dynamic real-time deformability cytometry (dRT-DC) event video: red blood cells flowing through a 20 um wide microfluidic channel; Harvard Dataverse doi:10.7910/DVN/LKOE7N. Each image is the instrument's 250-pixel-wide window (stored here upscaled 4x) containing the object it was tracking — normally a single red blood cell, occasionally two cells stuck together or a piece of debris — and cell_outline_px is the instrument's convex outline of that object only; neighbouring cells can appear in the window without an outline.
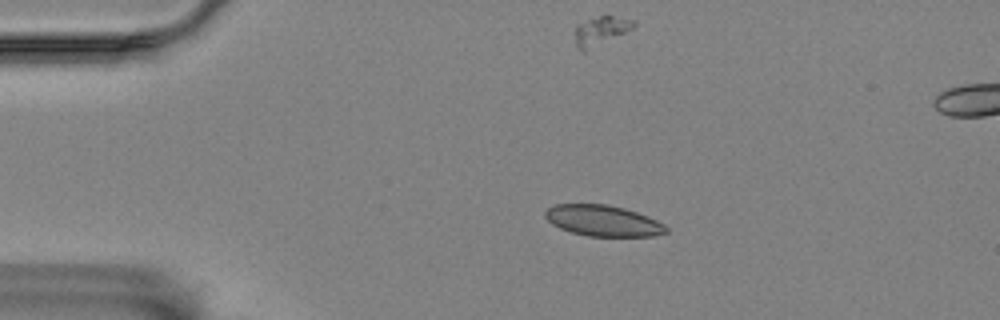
{"species": "Egyptian fruit bat (a non-hibernating species)", "species_latin": "Rousettus aegyptiacus", "temperature_condition": "room temperature", "stored_images_in_passage": 5, "camera_frame_rate_fps": 3000, "um_per_image_px": 0.085, "animal": {"sex": "female"}, "frame": {"image": 1, "passage_image": 3, "time_ms": 2.333, "image_size_px": [1000, 320], "cell_outline_px": [[668, 232], [652, 236], [588, 236], [572, 232], [560, 228], [552, 224], [544, 216], [544, 212], [548, 208], [556, 204], [608, 204], [624, 208], [648, 216], [664, 224], [668, 228]], "centroid_in_image_um": [51.26, 18.76], "position_along_channel_um": 33.7, "area_um2": 21.79}}